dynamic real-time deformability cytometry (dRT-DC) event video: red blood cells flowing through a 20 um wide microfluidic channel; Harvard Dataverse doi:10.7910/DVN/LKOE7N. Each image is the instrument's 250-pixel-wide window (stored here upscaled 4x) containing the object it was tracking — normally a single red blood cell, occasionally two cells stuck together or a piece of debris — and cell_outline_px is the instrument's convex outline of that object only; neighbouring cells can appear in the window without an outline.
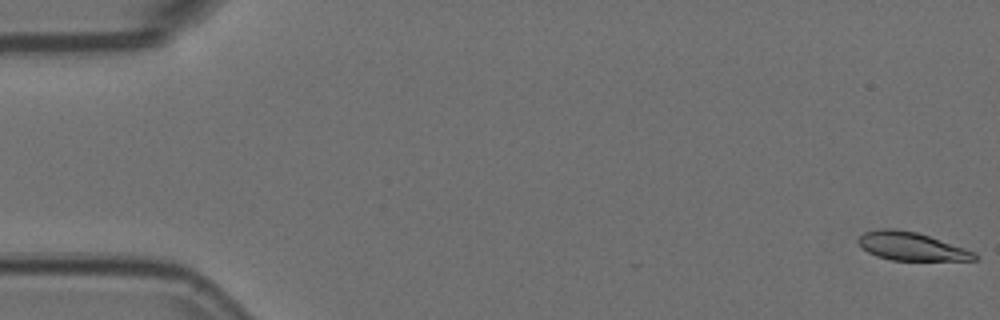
{"species": "Egyptian fruit bat (a non-hibernating species)", "species_latin": "Rousettus aegyptiacus", "temperature_condition": "room temperature", "stored_images_in_passage": 55, "camera_frame_rate_fps": 3000, "um_per_image_px": 0.085, "animal": {"sex": "female"}, "frame": {"image": 1, "passage_image": 1, "time_ms": 0.0, "image_size_px": [1000, 320], "cell_outline_px": [[980, 256], [976, 260], [892, 260], [876, 256], [860, 248], [856, 240], [864, 232], [884, 228], [892, 228], [916, 232], [976, 252]], "centroid_in_image_um": [77.43, 20.94], "position_along_channel_um": 7.6, "area_um2": 19.07}}
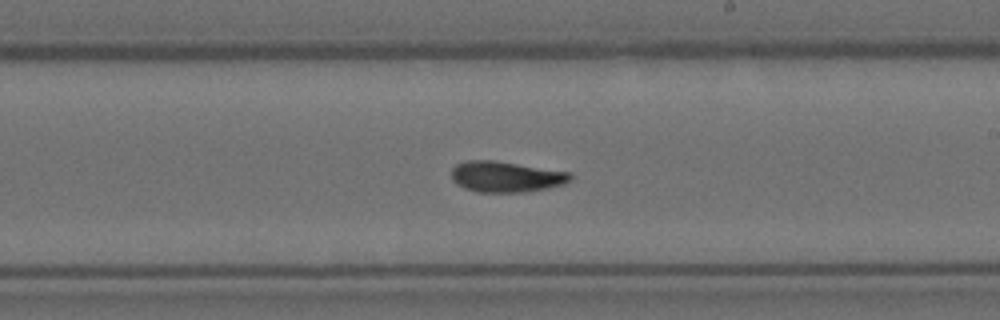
{"frame": {"image": 2, "passage_image": 32, "time_ms": 10.333, "image_size_px": [1000, 320], "cell_outline_px": [[572, 180], [564, 184], [548, 188], [524, 192], [476, 192], [464, 188], [456, 184], [452, 180], [452, 168], [456, 164], [468, 160], [492, 160], [572, 172]], "centroid_in_image_um": [43.02, 15.02], "position_along_channel_um": 246.0, "area_um2": 21.5}}
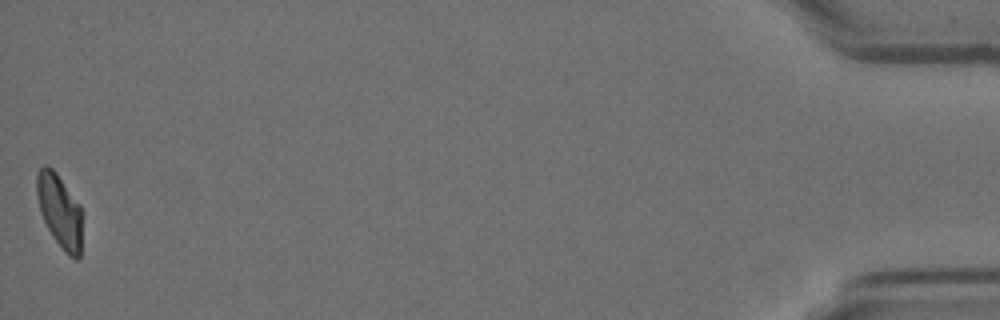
{"frame": {"image": 3, "passage_image": 55, "time_ms": 18.0, "image_size_px": [1000, 320], "cell_outline_px": [[80, 256], [76, 260], [68, 256], [64, 252], [52, 236], [40, 212], [36, 196], [36, 176], [40, 168], [44, 164], [52, 168], [56, 172], [80, 204]], "centroid_in_image_um": [5.04, 17.91], "position_along_channel_um": 430.2, "area_um2": 19.31}, "authors_computed_cell_mechanics": {"area_um2": 20.8658, "velocity_mm_per_s": 3.6858, "shape_relaxation_time_tau1_ms": null, "shape_relaxation_time_tau2_ms": 3.0292, "deformation_change_tau1": null, "deformation_change_tau2": 0.0859}}